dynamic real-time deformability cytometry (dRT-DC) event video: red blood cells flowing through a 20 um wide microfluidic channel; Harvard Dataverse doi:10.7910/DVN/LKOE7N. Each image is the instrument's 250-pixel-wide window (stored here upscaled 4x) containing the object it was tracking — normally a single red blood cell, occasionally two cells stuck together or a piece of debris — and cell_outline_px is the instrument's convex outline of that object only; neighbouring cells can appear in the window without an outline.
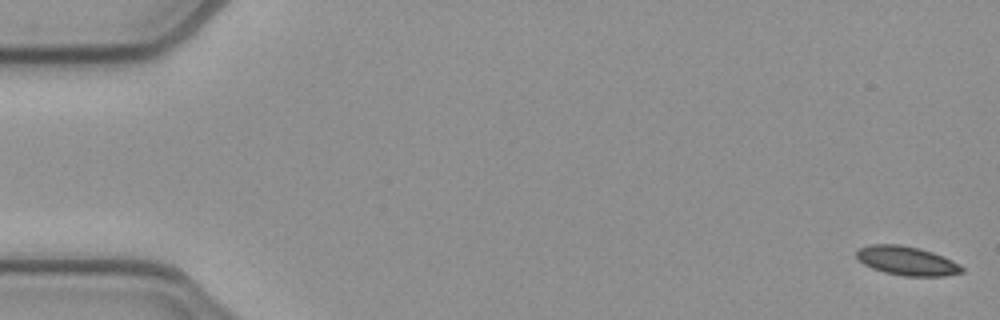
{"species": "common noctule bat (a hibernating species)", "species_latin": "Nyctalus noctula", "temperature_condition": "cold", "stored_images_in_passage": 53, "camera_frame_rate_fps": 3000, "um_per_image_px": 0.085, "animal": {"sex": "female", "body_mass_g": 21.9}, "frame": {"image": 1, "passage_image": 1, "time_ms": 0.0, "image_size_px": [1000, 320], "cell_outline_px": [[964, 272], [944, 276], [904, 276], [884, 272], [872, 268], [864, 264], [856, 256], [856, 252], [860, 248], [868, 244], [900, 244], [920, 248], [932, 252], [952, 260], [960, 264], [964, 268]], "centroid_in_image_um": [77.09, 22.16], "position_along_channel_um": 7.9, "area_um2": 17.86}}
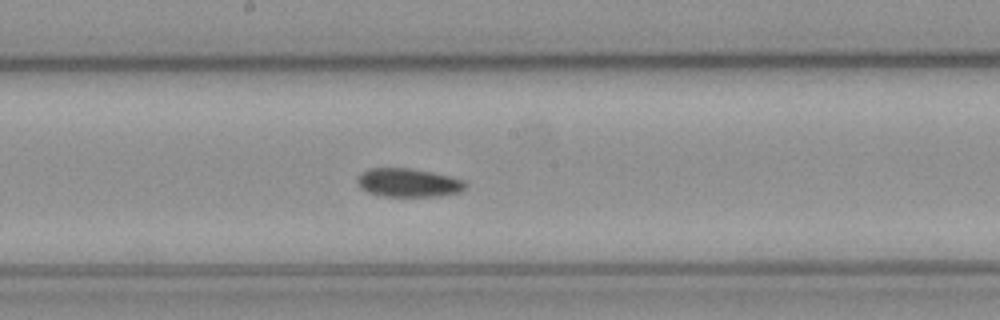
{"frame": {"image": 2, "passage_image": 28, "time_ms": 9.0, "image_size_px": [1000, 320], "cell_outline_px": [[468, 184], [460, 192], [440, 196], [384, 196], [368, 192], [360, 188], [356, 180], [360, 172], [368, 168], [408, 168], [432, 172], [464, 180]], "centroid_in_image_um": [34.69, 15.52], "position_along_channel_um": 213.5, "area_um2": 18.03}}
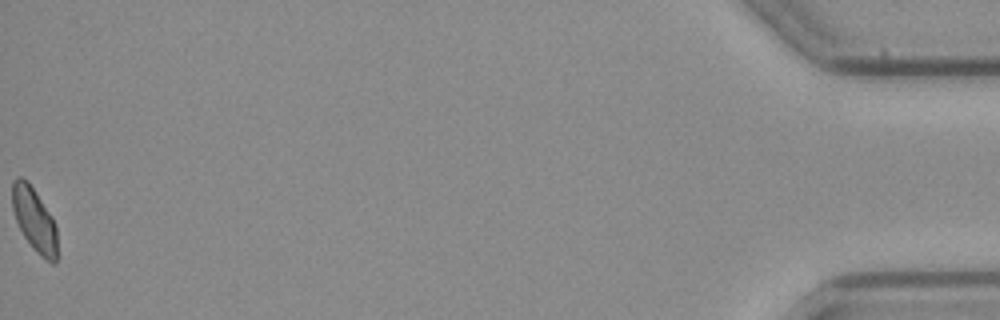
{"frame": {"image": 3, "passage_image": 53, "time_ms": 17.333, "image_size_px": [1000, 320], "cell_outline_px": [[56, 260], [52, 264], [44, 260], [32, 248], [24, 236], [16, 220], [12, 208], [12, 180], [16, 176], [20, 176], [28, 180], [52, 216], [56, 224]], "centroid_in_image_um": [2.91, 18.64], "position_along_channel_um": 432.3, "area_um2": 16.88}}